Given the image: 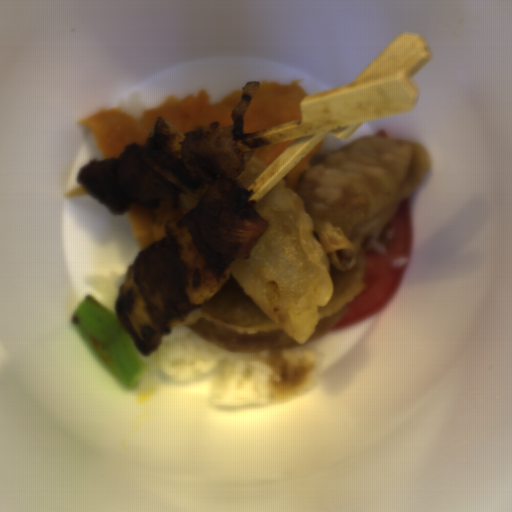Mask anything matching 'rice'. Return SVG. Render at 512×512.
Masks as SVG:
<instances>
[{
	"label": "rice",
	"instance_id": "652b925c",
	"mask_svg": "<svg viewBox=\"0 0 512 512\" xmlns=\"http://www.w3.org/2000/svg\"><path fill=\"white\" fill-rule=\"evenodd\" d=\"M153 352L157 367L173 381H196L216 371L213 406L283 404L316 383L322 357L308 343L297 347L225 352L183 324L171 323Z\"/></svg>",
	"mask_w": 512,
	"mask_h": 512
}]
</instances>
